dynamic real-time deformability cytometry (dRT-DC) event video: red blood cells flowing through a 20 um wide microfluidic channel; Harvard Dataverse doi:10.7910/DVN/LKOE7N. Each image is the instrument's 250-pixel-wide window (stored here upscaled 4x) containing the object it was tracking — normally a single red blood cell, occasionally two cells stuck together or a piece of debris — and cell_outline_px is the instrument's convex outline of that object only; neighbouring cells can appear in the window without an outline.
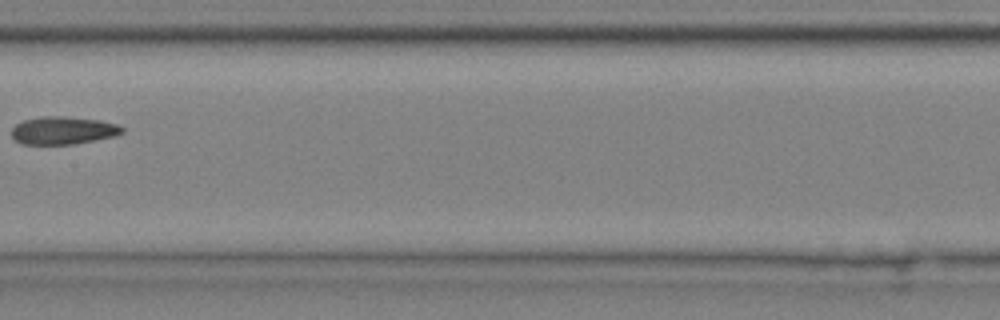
{"species": "common noctule bat (a hibernating species)", "species_latin": "Nyctalus noctula", "temperature_condition": "cold", "stored_images_in_passage": 8, "camera_frame_rate_fps": 3000, "um_per_image_px": 0.085, "animal": {"sex": "male", "body_mass_g": 20.4}, "frame": {"image": 1, "passage_image": 8, "time_ms": 2.333, "image_size_px": [1000, 320], "cell_outline_px": [[124, 132], [112, 136], [72, 144], [20, 144], [12, 136], [12, 128], [16, 124], [24, 120], [40, 116], [64, 116], [100, 120], [120, 124], [124, 128]], "centroid_in_image_um": [5.36, 11.07], "position_along_channel_um": 202.0, "area_um2": 17.86}}